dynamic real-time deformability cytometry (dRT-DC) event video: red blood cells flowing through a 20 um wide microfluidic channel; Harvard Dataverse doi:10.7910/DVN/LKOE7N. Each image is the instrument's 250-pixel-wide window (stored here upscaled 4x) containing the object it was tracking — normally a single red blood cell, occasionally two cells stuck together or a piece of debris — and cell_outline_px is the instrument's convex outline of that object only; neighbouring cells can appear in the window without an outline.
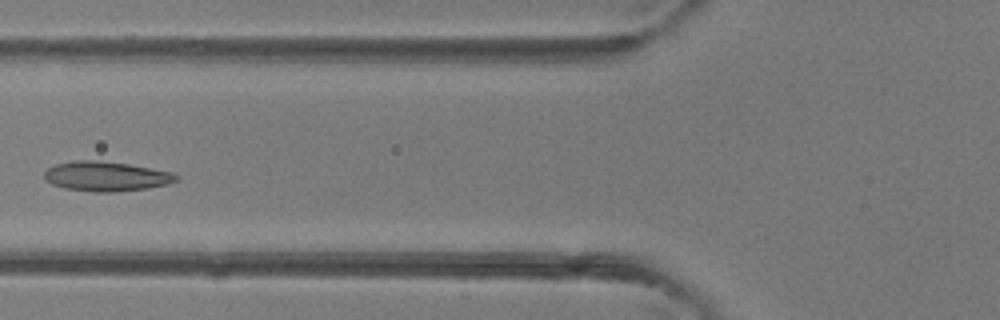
{"species": "common noctule bat (a hibernating species)", "species_latin": "Nyctalus noctula", "temperature_condition": "room temperature", "stored_images_in_passage": 3, "camera_frame_rate_fps": 3000, "um_per_image_px": 0.085, "animal": {"sex": "female"}, "frame": {"image": 1, "passage_image": 3, "time_ms": 3.0, "image_size_px": [1000, 320], "cell_outline_px": [[180, 180], [168, 184], [148, 188], [112, 192], [96, 192], [64, 188], [52, 184], [44, 180], [44, 172], [48, 168], [56, 164], [76, 160], [96, 160], [128, 164], [172, 172], [180, 176]], "centroid_in_image_um": [9.03, 14.99], "position_along_channel_um": 116.8, "area_um2": 22.89}}